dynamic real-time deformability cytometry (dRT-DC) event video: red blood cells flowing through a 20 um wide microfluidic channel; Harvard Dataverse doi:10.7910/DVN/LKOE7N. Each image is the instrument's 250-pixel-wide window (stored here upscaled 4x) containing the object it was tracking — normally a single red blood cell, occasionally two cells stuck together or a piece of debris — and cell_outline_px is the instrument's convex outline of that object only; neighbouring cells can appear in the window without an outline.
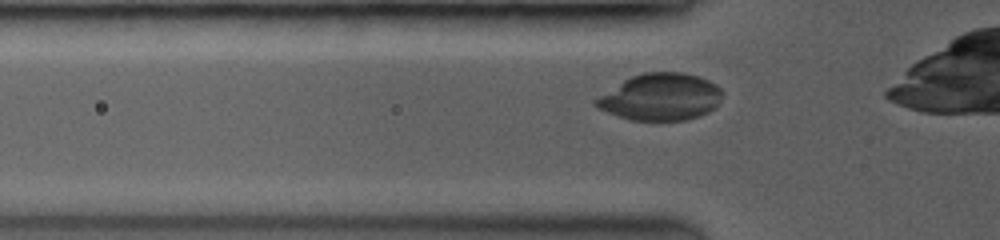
{"species": "common noctule bat (a hibernating species)", "species_latin": "Nyctalus noctula", "temperature_condition": "room temperature", "stored_images_in_passage": 39, "camera_frame_rate_fps": 3500, "um_per_image_px": 0.085, "animal": {"sex": "female", "body_mass_g": 19.0, "forearm_length_mm": 53.3}, "frame": {"image": 1, "passage_image": 6, "time_ms": 1.143, "image_size_px": [1000, 240], "cell_outline_px": [[720, 96], [716, 104], [708, 112], [684, 120], [632, 120], [608, 112], [592, 104], [600, 96], [624, 80], [632, 76], [644, 72], [684, 72], [708, 80], [716, 84], [720, 88]], "centroid_in_image_um": [56.14, 8.23], "position_along_channel_um": 69.7, "area_um2": 33.76}}
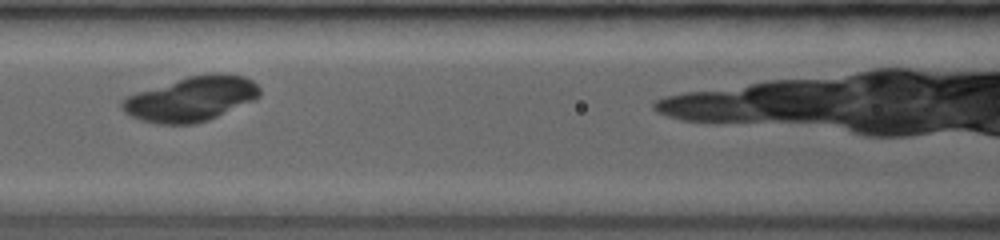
{"frame": {"image": 2, "passage_image": 15, "time_ms": 3.143, "image_size_px": [1000, 240], "cell_outline_px": [[260, 96], [252, 100], [208, 120], [192, 124], [156, 124], [132, 116], [120, 104], [128, 96], [188, 76], [212, 72], [224, 72], [244, 76], [252, 80], [260, 88]], "centroid_in_image_um": [16.33, 8.38], "position_along_channel_um": 150.3, "area_um2": 35.14}}
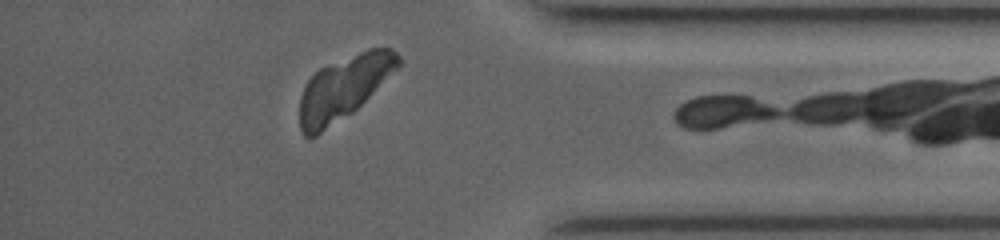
{"frame": {"image": 3, "passage_image": 37, "time_ms": 9.714, "image_size_px": [1000, 240], "cell_outline_px": [[400, 64], [352, 112], [316, 136], [304, 136], [300, 128], [300, 96], [308, 80], [320, 68], [368, 48], [392, 48], [400, 56]], "centroid_in_image_um": [29.18, 7.45], "position_along_channel_um": 406.0, "area_um2": 35.43}}